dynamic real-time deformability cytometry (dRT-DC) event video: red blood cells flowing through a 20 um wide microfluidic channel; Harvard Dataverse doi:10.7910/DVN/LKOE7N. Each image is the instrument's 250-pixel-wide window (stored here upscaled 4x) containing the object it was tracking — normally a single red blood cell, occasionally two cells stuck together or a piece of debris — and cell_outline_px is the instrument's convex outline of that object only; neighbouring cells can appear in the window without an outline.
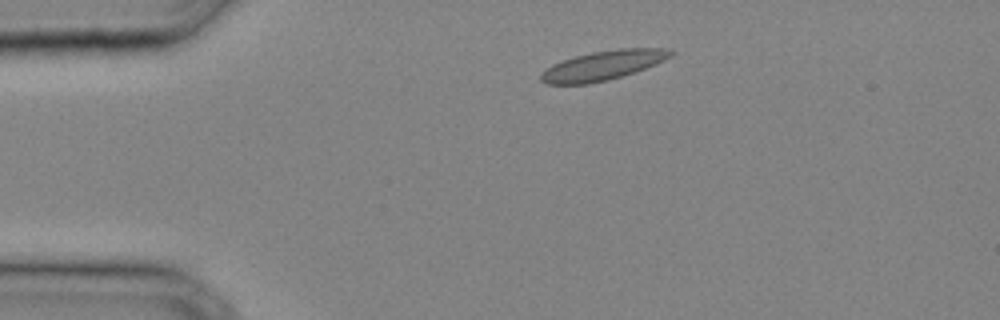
{"species": "common noctule bat (a hibernating species)", "species_latin": "Nyctalus noctula", "temperature_condition": "cold", "stored_images_in_passage": 25, "camera_frame_rate_fps": 3000, "um_per_image_px": 0.085, "animal": {"sex": "male", "body_mass_g": 20.4}, "frame": {"image": 1, "passage_image": 1, "time_ms": 0.0, "image_size_px": [1000, 320], "cell_outline_px": [[676, 52], [672, 56], [664, 60], [644, 68], [608, 80], [588, 84], [548, 84], [540, 80], [540, 76], [552, 64], [576, 56], [592, 52], [620, 48], [664, 48]], "centroid_in_image_um": [51.27, 5.55], "position_along_channel_um": 33.7, "area_um2": 21.85}}
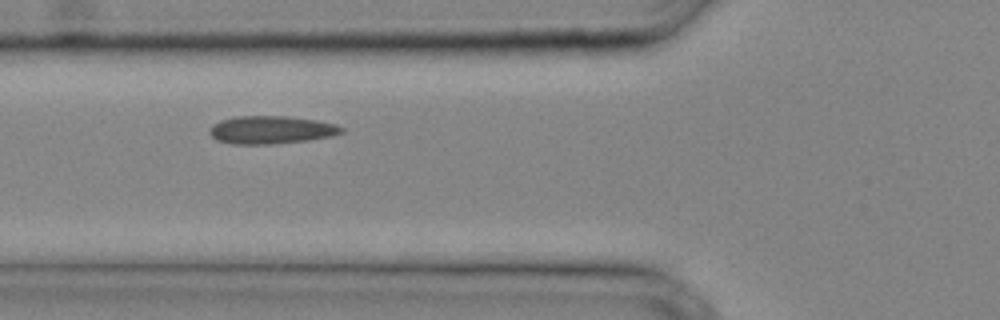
{"frame": {"image": 2, "passage_image": 7, "time_ms": 2.0, "image_size_px": [1000, 320], "cell_outline_px": [[344, 132], [332, 136], [308, 140], [272, 144], [232, 144], [216, 140], [208, 132], [208, 128], [212, 124], [220, 120], [236, 116], [288, 116], [316, 120], [336, 124], [344, 128]], "centroid_in_image_um": [23.02, 11.03], "position_along_channel_um": 102.8, "area_um2": 21.68}}
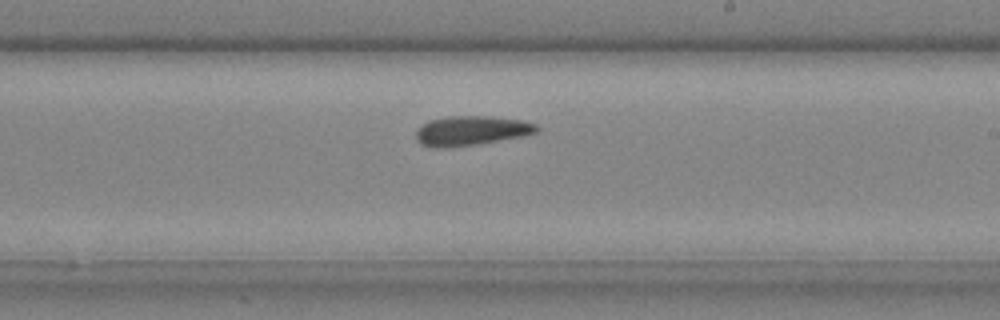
{"frame": {"image": 3, "passage_image": 15, "time_ms": 4.667, "image_size_px": [1000, 320], "cell_outline_px": [[540, 128], [536, 132], [520, 136], [476, 144], [452, 148], [428, 148], [420, 144], [416, 140], [416, 132], [420, 124], [428, 120], [448, 116], [492, 116], [524, 120], [536, 124]], "centroid_in_image_um": [39.98, 11.11], "position_along_channel_um": 249.0, "area_um2": 21.1}}